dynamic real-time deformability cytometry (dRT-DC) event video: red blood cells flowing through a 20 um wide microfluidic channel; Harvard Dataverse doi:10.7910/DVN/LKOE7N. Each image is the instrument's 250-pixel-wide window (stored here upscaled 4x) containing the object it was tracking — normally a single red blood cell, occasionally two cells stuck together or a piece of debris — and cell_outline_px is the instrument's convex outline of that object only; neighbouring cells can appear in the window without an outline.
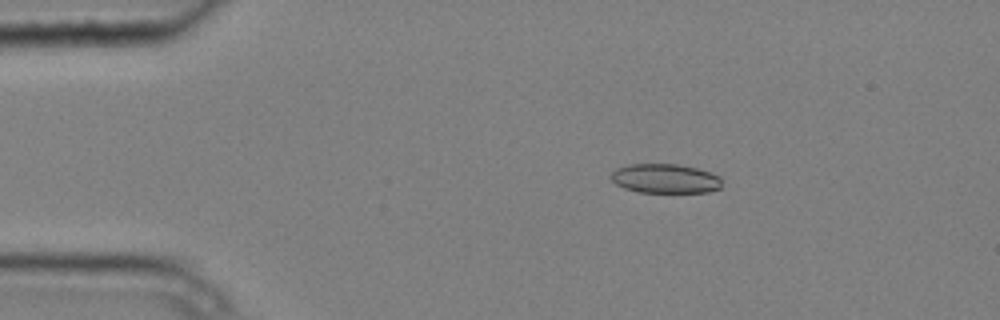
{"species": "common noctule bat (a hibernating species)", "species_latin": "Nyctalus noctula", "temperature_condition": "cold", "stored_images_in_passage": 6, "camera_frame_rate_fps": 3000, "um_per_image_px": 0.085, "animal": {"sex": "male", "body_mass_g": 20.4}, "frame": {"image": 1, "passage_image": 3, "time_ms": 0.667, "image_size_px": [1000, 320], "cell_outline_px": [[720, 188], [708, 192], [636, 192], [624, 188], [616, 184], [608, 176], [616, 168], [628, 164], [680, 164], [696, 168], [720, 176]], "centroid_in_image_um": [56.49, 15.17], "position_along_channel_um": 28.5, "area_um2": 19.02}}
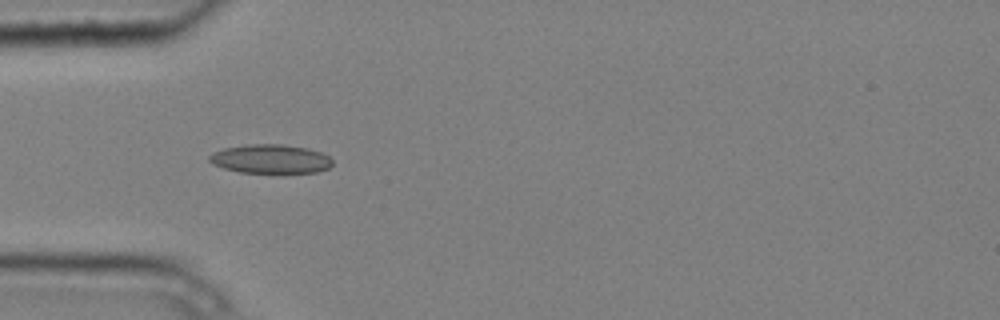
{"frame": {"image": 2, "passage_image": 5, "time_ms": 1.333, "image_size_px": [1000, 320], "cell_outline_px": [[332, 164], [328, 168], [316, 172], [284, 176], [280, 176], [240, 172], [224, 168], [212, 164], [208, 160], [208, 156], [212, 152], [224, 148], [248, 144], [280, 144], [308, 148], [320, 152], [328, 156], [332, 160]], "centroid_in_image_um": [23.0, 13.56], "position_along_channel_um": 62.0, "area_um2": 21.79}}
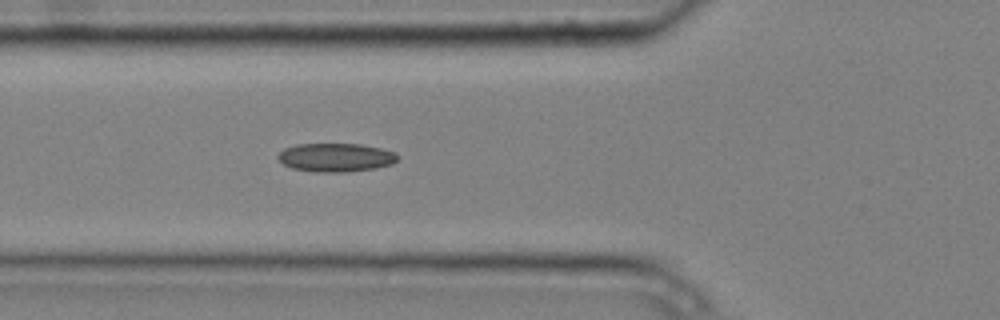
{"frame": {"image": 3, "passage_image": 6, "time_ms": 1.667, "image_size_px": [1000, 320], "cell_outline_px": [[400, 156], [392, 164], [376, 168], [348, 172], [316, 172], [292, 168], [284, 164], [276, 156], [284, 148], [296, 144], [360, 144], [380, 148], [396, 152]], "centroid_in_image_um": [28.56, 13.38], "position_along_channel_um": 97.2, "area_um2": 20.0}}